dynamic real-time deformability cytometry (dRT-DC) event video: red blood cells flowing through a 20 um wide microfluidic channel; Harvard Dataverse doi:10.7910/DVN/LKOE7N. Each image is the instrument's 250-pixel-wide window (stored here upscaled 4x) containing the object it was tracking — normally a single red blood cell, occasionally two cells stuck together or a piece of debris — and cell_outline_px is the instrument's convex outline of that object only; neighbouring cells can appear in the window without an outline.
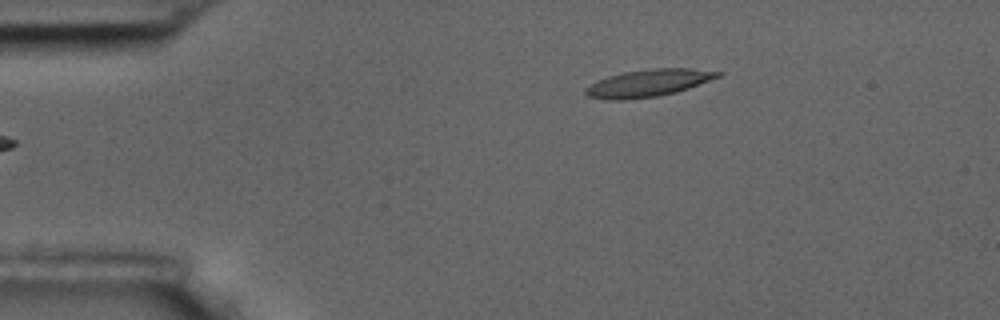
{"species": "common noctule bat (a hibernating species)", "species_latin": "Nyctalus noctula", "temperature_condition": "room temperature", "stored_images_in_passage": 46, "camera_frame_rate_fps": 3000, "um_per_image_px": 0.085, "animal": {"sex": "male", "body_mass_g": 17.5, "forearm_length_mm": 52.3}, "frame": {"image": 1, "passage_image": 1, "time_ms": 0.0, "image_size_px": [1000, 320], "cell_outline_px": [[724, 72], [720, 76], [688, 88], [676, 92], [656, 96], [624, 100], [608, 100], [588, 96], [584, 92], [584, 88], [596, 80], [608, 76], [624, 72], [652, 68], [692, 68]], "centroid_in_image_um": [55.08, 7.05], "position_along_channel_um": 29.9, "area_um2": 20.98}}
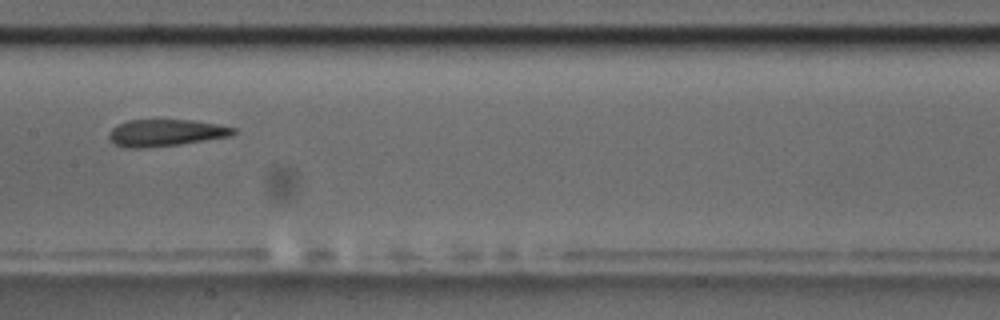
{"frame": {"image": 2, "passage_image": 19, "time_ms": 6.0, "image_size_px": [1000, 320], "cell_outline_px": [[236, 132], [232, 136], [180, 144], [144, 148], [124, 148], [108, 140], [108, 132], [112, 128], [128, 120], [192, 120], [216, 124], [236, 128]], "centroid_in_image_um": [14.06, 11.29], "position_along_channel_um": 193.3, "area_um2": 19.54}}
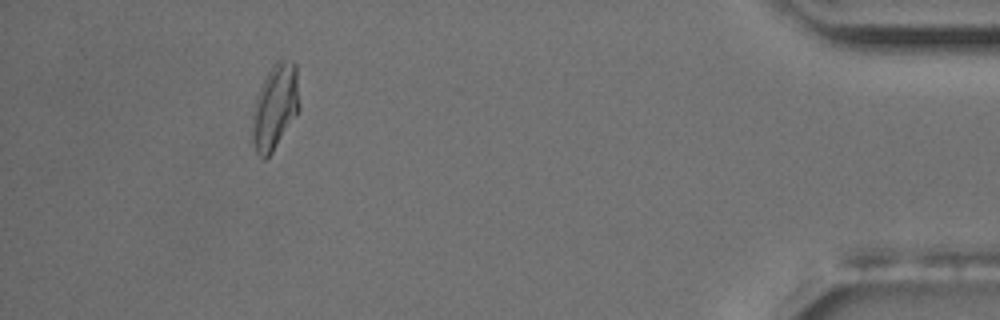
{"frame": {"image": 3, "passage_image": 42, "time_ms": 13.667, "image_size_px": [1000, 320], "cell_outline_px": [[300, 108], [272, 152], [264, 160], [256, 152], [252, 140], [252, 112], [256, 96], [272, 64], [280, 56], [292, 60], [296, 64], [300, 104]], "centroid_in_image_um": [23.38, 9.01], "position_along_channel_um": 411.8, "area_um2": 23.58}, "authors_computed_cell_mechanics": {"area_um2": 20.2878, "velocity_mm_per_s": 3.6215, "shape_relaxation_time_tau1_ms": 8.7783, "shape_relaxation_time_tau2_ms": 1.646, "deformation_change_tau1": 0.2434, "deformation_change_tau2": 0.0931}}